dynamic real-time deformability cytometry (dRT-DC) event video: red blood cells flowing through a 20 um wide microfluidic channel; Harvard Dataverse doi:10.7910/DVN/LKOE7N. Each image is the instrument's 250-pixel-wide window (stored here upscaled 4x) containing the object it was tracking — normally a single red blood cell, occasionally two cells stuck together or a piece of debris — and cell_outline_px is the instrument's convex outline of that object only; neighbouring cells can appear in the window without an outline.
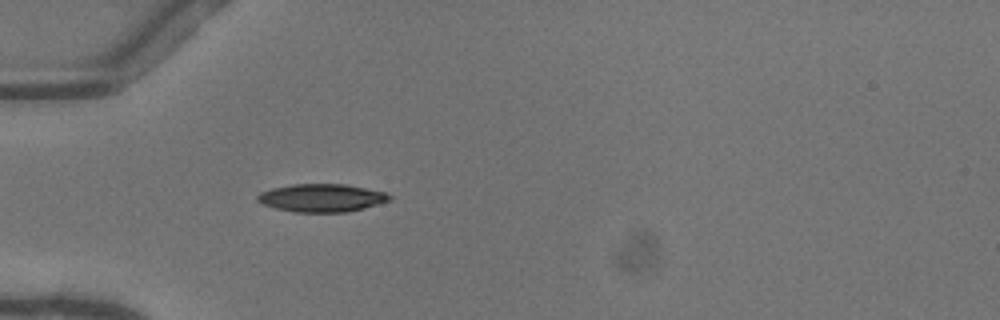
{"species": "common noctule bat (a hibernating species)", "species_latin": "Nyctalus noctula", "temperature_condition": "warm", "stored_images_in_passage": 36, "camera_frame_rate_fps": 3000, "um_per_image_px": 0.085, "animal": {"sex": "female"}, "frame": {"image": 1, "passage_image": 1, "time_ms": 0.0, "image_size_px": [1000, 320], "cell_outline_px": [[392, 200], [364, 208], [344, 212], [296, 212], [276, 208], [264, 204], [256, 200], [256, 196], [260, 192], [272, 188], [292, 184], [344, 184], [384, 192], [392, 196]], "centroid_in_image_um": [27.33, 16.82], "position_along_channel_um": 57.7, "area_um2": 21.39}}
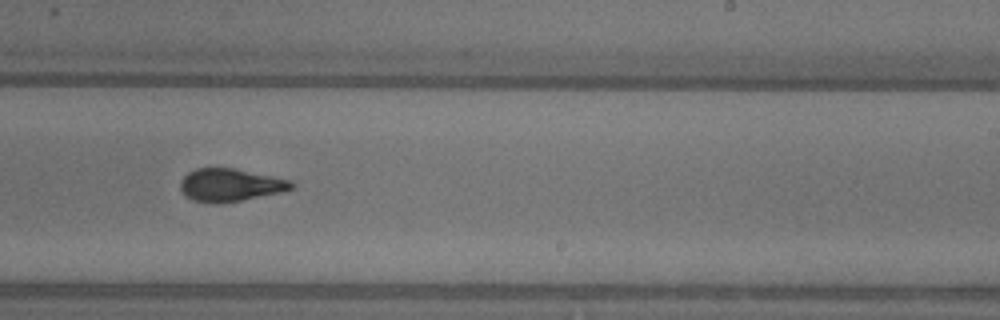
{"frame": {"image": 2, "passage_image": 17, "time_ms": 5.333, "image_size_px": [1000, 320], "cell_outline_px": [[296, 184], [292, 188], [280, 192], [240, 200], [196, 200], [184, 196], [180, 188], [180, 180], [188, 172], [196, 168], [236, 168], [292, 180]], "centroid_in_image_um": [19.59, 15.67], "position_along_channel_um": 269.4, "area_um2": 20.58}}
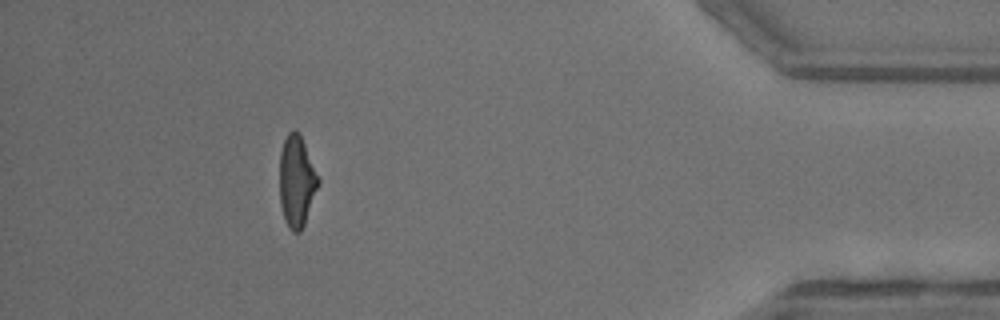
{"frame": {"image": 3, "passage_image": 31, "time_ms": 10.0, "image_size_px": [1000, 320], "cell_outline_px": [[320, 180], [304, 224], [300, 232], [292, 232], [288, 228], [284, 220], [280, 204], [280, 152], [284, 140], [288, 132], [292, 128], [300, 132]], "centroid_in_image_um": [25.2, 15.38], "position_along_channel_um": 410.0, "area_um2": 20.63}, "authors_computed_cell_mechanics": {"area_um2": 21.2704, "velocity_mm_per_s": 4.1132, "shape_relaxation_time_tau1_ms": 6.0321, "shape_relaxation_time_tau2_ms": 1.5874, "deformation_change_tau1": 0.2076, "deformation_change_tau2": 0.0958}}